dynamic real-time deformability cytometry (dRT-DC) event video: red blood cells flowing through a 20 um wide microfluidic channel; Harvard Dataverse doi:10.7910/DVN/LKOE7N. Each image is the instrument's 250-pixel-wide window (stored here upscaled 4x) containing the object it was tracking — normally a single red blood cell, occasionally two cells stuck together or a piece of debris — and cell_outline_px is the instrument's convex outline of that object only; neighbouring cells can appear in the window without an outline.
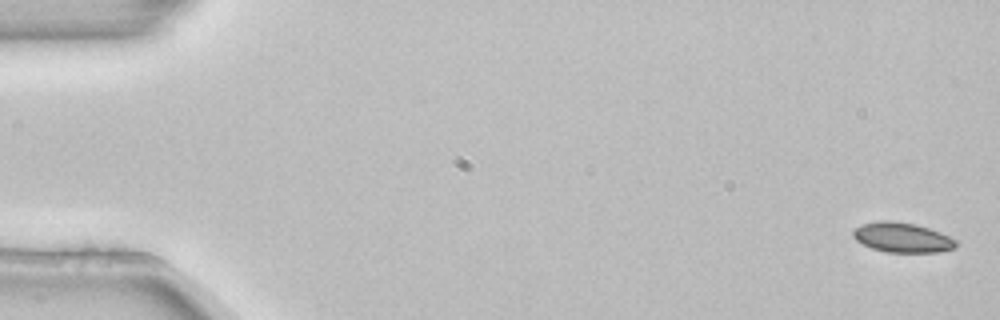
{"species": "common noctule bat (a hibernating species)", "species_latin": "Nyctalus noctula", "temperature_condition": "room temperature", "stored_images_in_passage": 6, "camera_frame_rate_fps": 3000, "um_per_image_px": 0.085, "animal": {"sex": "female", "body_mass_g": 22.7, "forearm_length_mm": 54.2}, "frame": {"image": 1, "passage_image": 1, "time_ms": 0.0, "image_size_px": [1000, 320], "cell_outline_px": [[956, 248], [940, 252], [884, 252], [872, 248], [856, 240], [852, 236], [852, 232], [856, 228], [864, 224], [880, 220], [888, 220], [916, 224], [940, 232], [956, 240]], "centroid_in_image_um": [76.7, 20.19], "position_along_channel_um": 8.3, "area_um2": 17.8}}
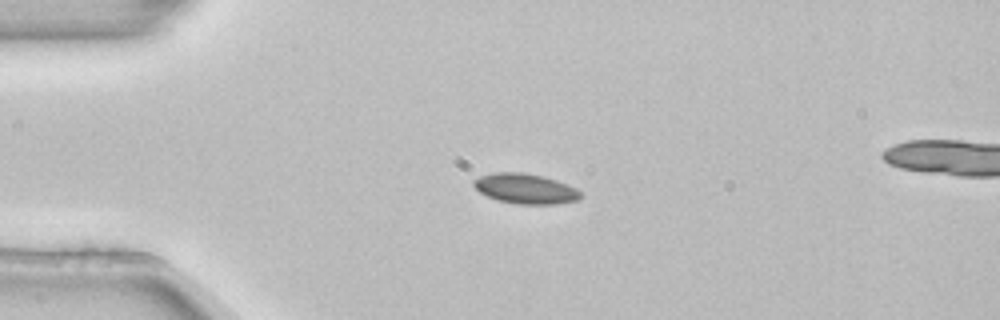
{"frame": {"image": 2, "passage_image": 4, "time_ms": 1.0, "image_size_px": [1000, 320], "cell_outline_px": [[580, 200], [556, 204], [520, 204], [496, 200], [480, 192], [472, 184], [472, 180], [480, 176], [492, 172], [520, 172], [544, 176], [568, 184], [576, 188], [580, 192]], "centroid_in_image_um": [44.65, 16.03], "position_along_channel_um": 40.3, "area_um2": 18.84}}